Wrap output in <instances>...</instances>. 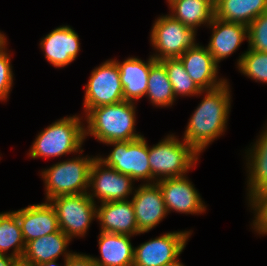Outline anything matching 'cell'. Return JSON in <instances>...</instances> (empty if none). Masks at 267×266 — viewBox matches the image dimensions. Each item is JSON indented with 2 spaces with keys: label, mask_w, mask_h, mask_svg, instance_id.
I'll return each instance as SVG.
<instances>
[{
  "label": "cell",
  "mask_w": 267,
  "mask_h": 266,
  "mask_svg": "<svg viewBox=\"0 0 267 266\" xmlns=\"http://www.w3.org/2000/svg\"><path fill=\"white\" fill-rule=\"evenodd\" d=\"M229 87L227 81L216 89L204 91L203 100L191 115L183 140L199 155L226 129L231 107Z\"/></svg>",
  "instance_id": "1"
},
{
  "label": "cell",
  "mask_w": 267,
  "mask_h": 266,
  "mask_svg": "<svg viewBox=\"0 0 267 266\" xmlns=\"http://www.w3.org/2000/svg\"><path fill=\"white\" fill-rule=\"evenodd\" d=\"M135 103L121 102L90 109L85 115L86 136L92 135L104 144L112 141L136 140L143 135L136 133Z\"/></svg>",
  "instance_id": "2"
},
{
  "label": "cell",
  "mask_w": 267,
  "mask_h": 266,
  "mask_svg": "<svg viewBox=\"0 0 267 266\" xmlns=\"http://www.w3.org/2000/svg\"><path fill=\"white\" fill-rule=\"evenodd\" d=\"M83 125L81 117L77 115L55 121L37 135L29 150V156L35 159L82 153L81 147L85 140Z\"/></svg>",
  "instance_id": "3"
},
{
  "label": "cell",
  "mask_w": 267,
  "mask_h": 266,
  "mask_svg": "<svg viewBox=\"0 0 267 266\" xmlns=\"http://www.w3.org/2000/svg\"><path fill=\"white\" fill-rule=\"evenodd\" d=\"M182 141L170 134L158 144L150 148L148 146L151 183L165 178L185 176L193 166L195 167L199 154L186 141Z\"/></svg>",
  "instance_id": "4"
},
{
  "label": "cell",
  "mask_w": 267,
  "mask_h": 266,
  "mask_svg": "<svg viewBox=\"0 0 267 266\" xmlns=\"http://www.w3.org/2000/svg\"><path fill=\"white\" fill-rule=\"evenodd\" d=\"M96 157H76L53 164L41 172L46 201L60 195L88 193L90 169Z\"/></svg>",
  "instance_id": "5"
},
{
  "label": "cell",
  "mask_w": 267,
  "mask_h": 266,
  "mask_svg": "<svg viewBox=\"0 0 267 266\" xmlns=\"http://www.w3.org/2000/svg\"><path fill=\"white\" fill-rule=\"evenodd\" d=\"M54 207L60 230L70 239L85 236L97 218V205L88 193L60 195L49 200Z\"/></svg>",
  "instance_id": "6"
},
{
  "label": "cell",
  "mask_w": 267,
  "mask_h": 266,
  "mask_svg": "<svg viewBox=\"0 0 267 266\" xmlns=\"http://www.w3.org/2000/svg\"><path fill=\"white\" fill-rule=\"evenodd\" d=\"M150 41L157 53L152 57L161 61L179 58L188 48L195 46L196 31L186 27L171 15L157 18L150 32Z\"/></svg>",
  "instance_id": "7"
},
{
  "label": "cell",
  "mask_w": 267,
  "mask_h": 266,
  "mask_svg": "<svg viewBox=\"0 0 267 266\" xmlns=\"http://www.w3.org/2000/svg\"><path fill=\"white\" fill-rule=\"evenodd\" d=\"M106 145H114V148L107 158L99 156L100 161L134 180L151 183L148 144L144 136L136 140L112 141Z\"/></svg>",
  "instance_id": "8"
},
{
  "label": "cell",
  "mask_w": 267,
  "mask_h": 266,
  "mask_svg": "<svg viewBox=\"0 0 267 266\" xmlns=\"http://www.w3.org/2000/svg\"><path fill=\"white\" fill-rule=\"evenodd\" d=\"M124 100L120 72L115 59L103 62L91 71L90 79L85 85L84 111L110 105Z\"/></svg>",
  "instance_id": "9"
},
{
  "label": "cell",
  "mask_w": 267,
  "mask_h": 266,
  "mask_svg": "<svg viewBox=\"0 0 267 266\" xmlns=\"http://www.w3.org/2000/svg\"><path fill=\"white\" fill-rule=\"evenodd\" d=\"M190 231L168 232L134 248L133 266H163L178 260Z\"/></svg>",
  "instance_id": "10"
},
{
  "label": "cell",
  "mask_w": 267,
  "mask_h": 266,
  "mask_svg": "<svg viewBox=\"0 0 267 266\" xmlns=\"http://www.w3.org/2000/svg\"><path fill=\"white\" fill-rule=\"evenodd\" d=\"M134 181L132 177L105 165L97 156L90 169L89 188L93 193L88 192V195L93 201L97 197L100 203L128 200Z\"/></svg>",
  "instance_id": "11"
},
{
  "label": "cell",
  "mask_w": 267,
  "mask_h": 266,
  "mask_svg": "<svg viewBox=\"0 0 267 266\" xmlns=\"http://www.w3.org/2000/svg\"><path fill=\"white\" fill-rule=\"evenodd\" d=\"M133 193L131 202L136 224L138 231L143 234L157 226L168 211L157 183L141 184Z\"/></svg>",
  "instance_id": "12"
},
{
  "label": "cell",
  "mask_w": 267,
  "mask_h": 266,
  "mask_svg": "<svg viewBox=\"0 0 267 266\" xmlns=\"http://www.w3.org/2000/svg\"><path fill=\"white\" fill-rule=\"evenodd\" d=\"M156 183L163 194L168 213L174 210L183 214H202L206 211L200 194L186 175L161 179Z\"/></svg>",
  "instance_id": "13"
},
{
  "label": "cell",
  "mask_w": 267,
  "mask_h": 266,
  "mask_svg": "<svg viewBox=\"0 0 267 266\" xmlns=\"http://www.w3.org/2000/svg\"><path fill=\"white\" fill-rule=\"evenodd\" d=\"M179 59L186 72L202 91L216 89L227 82L226 79H217L219 66L207 47L199 43L188 48Z\"/></svg>",
  "instance_id": "14"
},
{
  "label": "cell",
  "mask_w": 267,
  "mask_h": 266,
  "mask_svg": "<svg viewBox=\"0 0 267 266\" xmlns=\"http://www.w3.org/2000/svg\"><path fill=\"white\" fill-rule=\"evenodd\" d=\"M40 47L50 64L62 68L76 59L80 51L79 35L70 26L63 25L47 34Z\"/></svg>",
  "instance_id": "15"
},
{
  "label": "cell",
  "mask_w": 267,
  "mask_h": 266,
  "mask_svg": "<svg viewBox=\"0 0 267 266\" xmlns=\"http://www.w3.org/2000/svg\"><path fill=\"white\" fill-rule=\"evenodd\" d=\"M25 243L60 230L57 214L49 201L16 211Z\"/></svg>",
  "instance_id": "16"
},
{
  "label": "cell",
  "mask_w": 267,
  "mask_h": 266,
  "mask_svg": "<svg viewBox=\"0 0 267 266\" xmlns=\"http://www.w3.org/2000/svg\"><path fill=\"white\" fill-rule=\"evenodd\" d=\"M209 26L212 35L206 47L217 64L232 55L248 38V26L240 23L223 21L214 16Z\"/></svg>",
  "instance_id": "17"
},
{
  "label": "cell",
  "mask_w": 267,
  "mask_h": 266,
  "mask_svg": "<svg viewBox=\"0 0 267 266\" xmlns=\"http://www.w3.org/2000/svg\"><path fill=\"white\" fill-rule=\"evenodd\" d=\"M97 219L100 231L122 235H139L134 207L131 200L110 201L97 207Z\"/></svg>",
  "instance_id": "18"
},
{
  "label": "cell",
  "mask_w": 267,
  "mask_h": 266,
  "mask_svg": "<svg viewBox=\"0 0 267 266\" xmlns=\"http://www.w3.org/2000/svg\"><path fill=\"white\" fill-rule=\"evenodd\" d=\"M115 61L120 72L124 100L134 102L145 96L150 67L155 58L150 55L146 62L136 57H128L121 63L116 59Z\"/></svg>",
  "instance_id": "19"
},
{
  "label": "cell",
  "mask_w": 267,
  "mask_h": 266,
  "mask_svg": "<svg viewBox=\"0 0 267 266\" xmlns=\"http://www.w3.org/2000/svg\"><path fill=\"white\" fill-rule=\"evenodd\" d=\"M71 239L61 230L26 243L22 260L34 266L57 260L60 255L67 259L73 253L66 251Z\"/></svg>",
  "instance_id": "20"
},
{
  "label": "cell",
  "mask_w": 267,
  "mask_h": 266,
  "mask_svg": "<svg viewBox=\"0 0 267 266\" xmlns=\"http://www.w3.org/2000/svg\"><path fill=\"white\" fill-rule=\"evenodd\" d=\"M129 235L100 232L98 244L101 257H92L97 266H133L134 247Z\"/></svg>",
  "instance_id": "21"
},
{
  "label": "cell",
  "mask_w": 267,
  "mask_h": 266,
  "mask_svg": "<svg viewBox=\"0 0 267 266\" xmlns=\"http://www.w3.org/2000/svg\"><path fill=\"white\" fill-rule=\"evenodd\" d=\"M171 15L188 28L196 31L202 24H211L215 6L208 0H167Z\"/></svg>",
  "instance_id": "22"
},
{
  "label": "cell",
  "mask_w": 267,
  "mask_h": 266,
  "mask_svg": "<svg viewBox=\"0 0 267 266\" xmlns=\"http://www.w3.org/2000/svg\"><path fill=\"white\" fill-rule=\"evenodd\" d=\"M265 12L267 0H217L215 5V17L246 26Z\"/></svg>",
  "instance_id": "23"
},
{
  "label": "cell",
  "mask_w": 267,
  "mask_h": 266,
  "mask_svg": "<svg viewBox=\"0 0 267 266\" xmlns=\"http://www.w3.org/2000/svg\"><path fill=\"white\" fill-rule=\"evenodd\" d=\"M154 106L167 107L175 102L172 84L164 64L155 60L150 67L146 95Z\"/></svg>",
  "instance_id": "24"
},
{
  "label": "cell",
  "mask_w": 267,
  "mask_h": 266,
  "mask_svg": "<svg viewBox=\"0 0 267 266\" xmlns=\"http://www.w3.org/2000/svg\"><path fill=\"white\" fill-rule=\"evenodd\" d=\"M25 246L16 211L0 213V254L6 255V252L13 247L9 255L22 259Z\"/></svg>",
  "instance_id": "25"
},
{
  "label": "cell",
  "mask_w": 267,
  "mask_h": 266,
  "mask_svg": "<svg viewBox=\"0 0 267 266\" xmlns=\"http://www.w3.org/2000/svg\"><path fill=\"white\" fill-rule=\"evenodd\" d=\"M164 64L170 83L172 84L175 98L180 96L201 95L204 93L186 72L179 58L161 60Z\"/></svg>",
  "instance_id": "26"
},
{
  "label": "cell",
  "mask_w": 267,
  "mask_h": 266,
  "mask_svg": "<svg viewBox=\"0 0 267 266\" xmlns=\"http://www.w3.org/2000/svg\"><path fill=\"white\" fill-rule=\"evenodd\" d=\"M238 69L256 82L267 84V52L248 48L237 60Z\"/></svg>",
  "instance_id": "27"
},
{
  "label": "cell",
  "mask_w": 267,
  "mask_h": 266,
  "mask_svg": "<svg viewBox=\"0 0 267 266\" xmlns=\"http://www.w3.org/2000/svg\"><path fill=\"white\" fill-rule=\"evenodd\" d=\"M248 199L264 188H267V160H247Z\"/></svg>",
  "instance_id": "28"
},
{
  "label": "cell",
  "mask_w": 267,
  "mask_h": 266,
  "mask_svg": "<svg viewBox=\"0 0 267 266\" xmlns=\"http://www.w3.org/2000/svg\"><path fill=\"white\" fill-rule=\"evenodd\" d=\"M249 49L267 52V12L262 13L248 25Z\"/></svg>",
  "instance_id": "29"
},
{
  "label": "cell",
  "mask_w": 267,
  "mask_h": 266,
  "mask_svg": "<svg viewBox=\"0 0 267 266\" xmlns=\"http://www.w3.org/2000/svg\"><path fill=\"white\" fill-rule=\"evenodd\" d=\"M251 210H254L253 230L267 235V188L262 189L249 199Z\"/></svg>",
  "instance_id": "30"
},
{
  "label": "cell",
  "mask_w": 267,
  "mask_h": 266,
  "mask_svg": "<svg viewBox=\"0 0 267 266\" xmlns=\"http://www.w3.org/2000/svg\"><path fill=\"white\" fill-rule=\"evenodd\" d=\"M6 46L0 50V101H5L10 94L13 84V71L10 63V55Z\"/></svg>",
  "instance_id": "31"
},
{
  "label": "cell",
  "mask_w": 267,
  "mask_h": 266,
  "mask_svg": "<svg viewBox=\"0 0 267 266\" xmlns=\"http://www.w3.org/2000/svg\"><path fill=\"white\" fill-rule=\"evenodd\" d=\"M264 127L259 139H257L251 149L249 148L247 151V160H267V126Z\"/></svg>",
  "instance_id": "32"
},
{
  "label": "cell",
  "mask_w": 267,
  "mask_h": 266,
  "mask_svg": "<svg viewBox=\"0 0 267 266\" xmlns=\"http://www.w3.org/2000/svg\"><path fill=\"white\" fill-rule=\"evenodd\" d=\"M65 266H97L92 256L73 252L65 261Z\"/></svg>",
  "instance_id": "33"
},
{
  "label": "cell",
  "mask_w": 267,
  "mask_h": 266,
  "mask_svg": "<svg viewBox=\"0 0 267 266\" xmlns=\"http://www.w3.org/2000/svg\"><path fill=\"white\" fill-rule=\"evenodd\" d=\"M18 260L11 255L0 254V266H13Z\"/></svg>",
  "instance_id": "34"
},
{
  "label": "cell",
  "mask_w": 267,
  "mask_h": 266,
  "mask_svg": "<svg viewBox=\"0 0 267 266\" xmlns=\"http://www.w3.org/2000/svg\"><path fill=\"white\" fill-rule=\"evenodd\" d=\"M7 38L5 37V34L0 32V50L7 45Z\"/></svg>",
  "instance_id": "35"
},
{
  "label": "cell",
  "mask_w": 267,
  "mask_h": 266,
  "mask_svg": "<svg viewBox=\"0 0 267 266\" xmlns=\"http://www.w3.org/2000/svg\"><path fill=\"white\" fill-rule=\"evenodd\" d=\"M57 260H51V261H48V262H44L38 266H59L57 263H56ZM65 261L66 259H64V266H65Z\"/></svg>",
  "instance_id": "36"
},
{
  "label": "cell",
  "mask_w": 267,
  "mask_h": 266,
  "mask_svg": "<svg viewBox=\"0 0 267 266\" xmlns=\"http://www.w3.org/2000/svg\"><path fill=\"white\" fill-rule=\"evenodd\" d=\"M13 266H34V265L27 263L22 259H19Z\"/></svg>",
  "instance_id": "37"
},
{
  "label": "cell",
  "mask_w": 267,
  "mask_h": 266,
  "mask_svg": "<svg viewBox=\"0 0 267 266\" xmlns=\"http://www.w3.org/2000/svg\"><path fill=\"white\" fill-rule=\"evenodd\" d=\"M163 266H184L179 260H176L172 263H169V264H166V265H163Z\"/></svg>",
  "instance_id": "38"
},
{
  "label": "cell",
  "mask_w": 267,
  "mask_h": 266,
  "mask_svg": "<svg viewBox=\"0 0 267 266\" xmlns=\"http://www.w3.org/2000/svg\"><path fill=\"white\" fill-rule=\"evenodd\" d=\"M208 1H210L214 6H215L216 3H217V0H208Z\"/></svg>",
  "instance_id": "39"
}]
</instances>
